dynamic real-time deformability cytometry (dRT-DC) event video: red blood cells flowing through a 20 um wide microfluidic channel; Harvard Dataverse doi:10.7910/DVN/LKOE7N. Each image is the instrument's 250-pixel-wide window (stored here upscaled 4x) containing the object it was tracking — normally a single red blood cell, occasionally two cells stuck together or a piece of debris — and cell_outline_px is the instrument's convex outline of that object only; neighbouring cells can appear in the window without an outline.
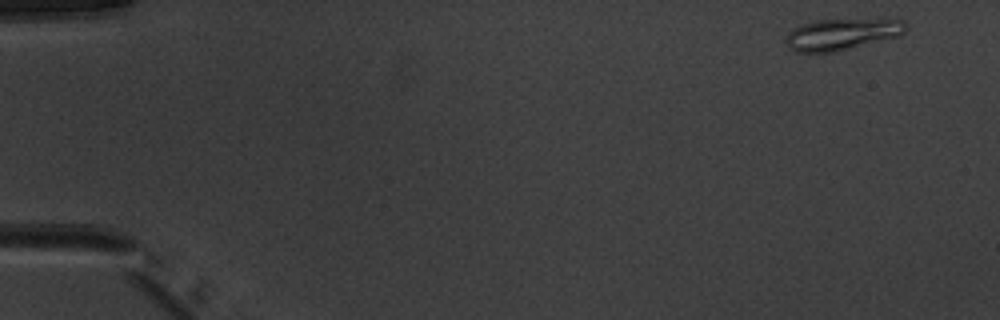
{"species": "common noctule bat (a hibernating species)", "species_latin": "Nyctalus noctula", "temperature_condition": "warm", "stored_images_in_passage": 49, "camera_frame_rate_fps": 3000, "um_per_image_px": 0.085, "animal": {"sex": "male", "body_mass_g": 20.1, "forearm_length_mm": 53.5}, "frame": {"image": 1, "passage_image": 1, "time_ms": 0.0, "image_size_px": [1000, 320], "cell_outline_px": [[908, 28], [904, 32], [896, 36], [832, 52], [796, 52], [788, 48], [784, 40], [788, 32], [792, 28], [800, 24], [816, 20], [904, 20], [908, 24]], "centroid_in_image_um": [71.47, 2.91], "position_along_channel_um": 13.5, "area_um2": 21.56}}
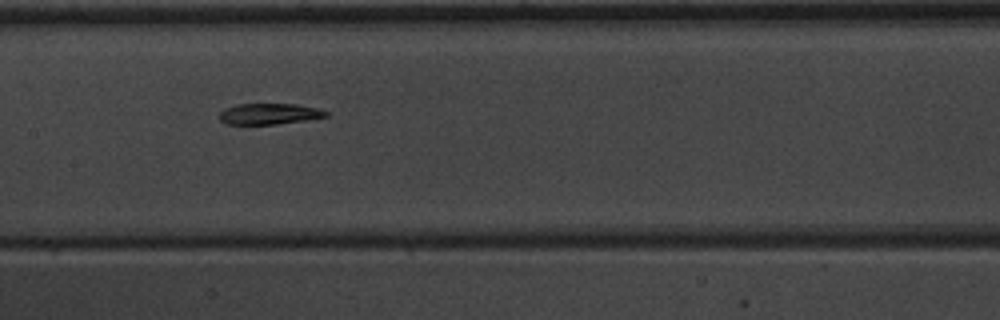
{"frame": {"image": 2, "passage_image": 24, "time_ms": 7.667, "image_size_px": [1000, 320], "cell_outline_px": [[328, 116], [304, 120], [276, 124], [224, 124], [220, 120], [220, 112], [224, 108], [236, 104], [296, 104], [316, 108], [328, 112]], "centroid_in_image_um": [22.84, 9.67], "position_along_channel_um": 184.6, "area_um2": 12.95}}
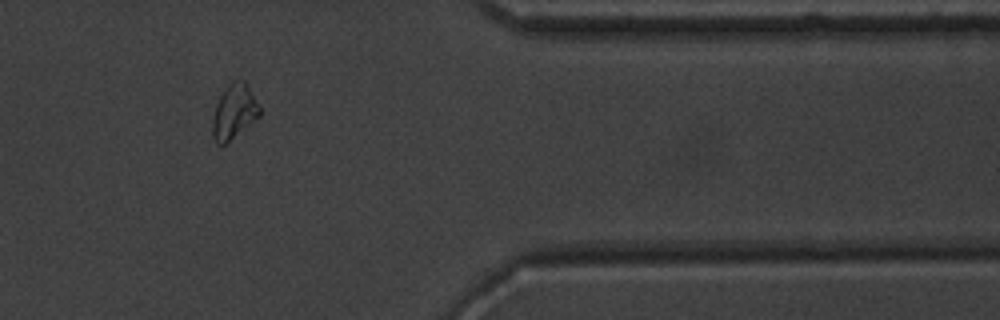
{"frame": {"image": 3, "passage_image": 41, "time_ms": 13.333, "image_size_px": [1000, 320], "cell_outline_px": [[260, 116], [224, 144], [216, 144], [212, 136], [212, 120], [216, 104], [224, 88], [232, 80], [244, 80], [260, 108]], "centroid_in_image_um": [19.87, 9.48], "position_along_channel_um": 391.5, "area_um2": 14.74}, "authors_computed_cell_mechanics": {"area_um2": 14.739, "velocity_mm_per_s": 3.9689, "shape_relaxation_time_tau1_ms": null, "shape_relaxation_time_tau2_ms": 3.2178, "deformation_change_tau1": null, "deformation_change_tau2": 0.0962}}